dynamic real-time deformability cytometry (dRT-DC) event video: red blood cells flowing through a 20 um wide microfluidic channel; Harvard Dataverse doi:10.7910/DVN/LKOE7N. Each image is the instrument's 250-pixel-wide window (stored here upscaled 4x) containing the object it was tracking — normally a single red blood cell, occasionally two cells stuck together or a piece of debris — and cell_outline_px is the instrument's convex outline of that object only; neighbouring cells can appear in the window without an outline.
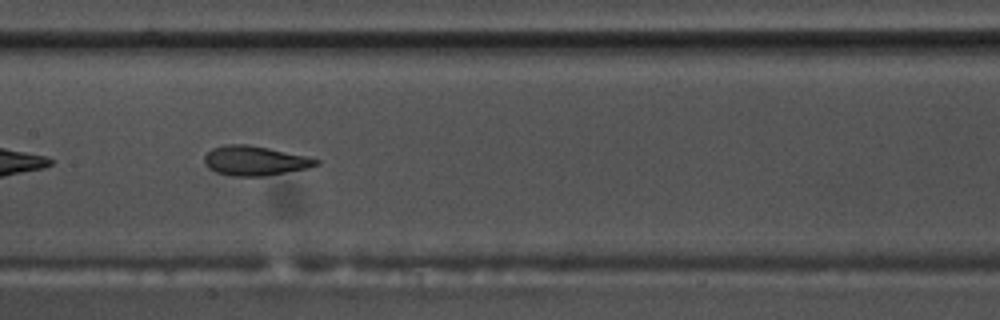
{"species": "common noctule bat (a hibernating species)", "species_latin": "Nyctalus noctula", "temperature_condition": "warm", "stored_images_in_passage": 15, "camera_frame_rate_fps": 3000, "um_per_image_px": 0.085, "animal": {"sex": "male", "body_mass_g": 17.5, "forearm_length_mm": 52.3}, "frame": {"image": 1, "passage_image": 13, "time_ms": 4.0, "image_size_px": [1000, 320], "cell_outline_px": [[320, 164], [308, 168], [264, 176], [232, 176], [216, 172], [208, 168], [204, 164], [204, 156], [212, 148], [228, 144], [248, 144], [308, 156], [320, 160]], "centroid_in_image_um": [21.66, 13.66], "position_along_channel_um": 185.7, "area_um2": 19.31}}